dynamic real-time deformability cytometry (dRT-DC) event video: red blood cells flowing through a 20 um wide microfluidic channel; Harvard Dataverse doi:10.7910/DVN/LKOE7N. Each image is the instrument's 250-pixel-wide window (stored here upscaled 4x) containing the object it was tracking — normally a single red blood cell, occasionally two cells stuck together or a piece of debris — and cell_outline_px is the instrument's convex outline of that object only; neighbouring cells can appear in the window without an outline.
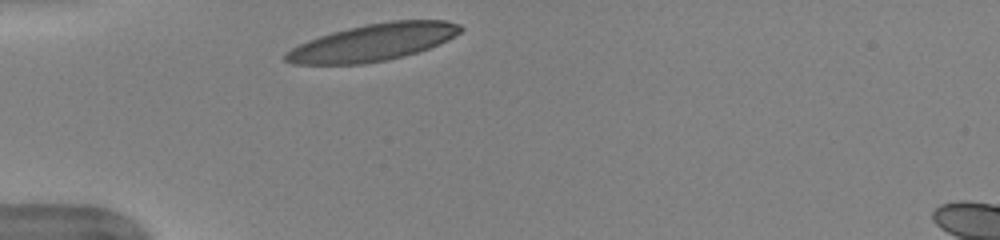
{"species": "human", "species_latin": "Homo sapiens", "temperature_condition": "warm", "stored_images_in_passage": 33, "camera_frame_rate_fps": 3000, "um_per_image_px": 0.085, "donor": {"sex": "female"}, "frame": {"image": 1, "passage_image": 1, "time_ms": 0.0, "image_size_px": [1000, 240], "cell_outline_px": [[464, 28], [460, 32], [448, 40], [428, 48], [404, 56], [388, 60], [364, 64], [292, 64], [284, 60], [284, 52], [308, 40], [332, 32], [348, 28], [368, 24], [392, 20], [448, 20], [460, 24]], "centroid_in_image_um": [31.71, 3.6], "position_along_channel_um": 53.3, "area_um2": 37.69}}
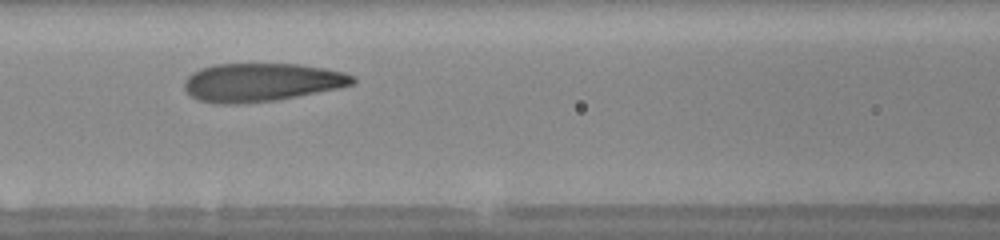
{"frame": {"image": 2, "passage_image": 9, "time_ms": 2.667, "image_size_px": [1000, 240], "cell_outline_px": [[356, 84], [340, 88], [276, 100], [236, 104], [216, 104], [200, 100], [192, 96], [184, 88], [184, 80], [192, 72], [200, 68], [216, 64], [300, 64], [324, 68], [344, 72], [356, 76]], "centroid_in_image_um": [22.25, 6.99], "position_along_channel_um": 144.3, "area_um2": 37.8}}
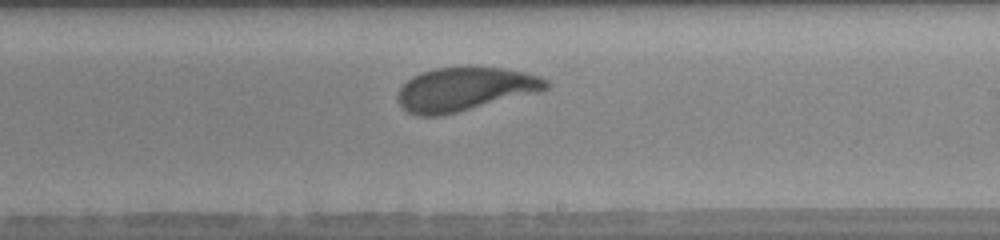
{"frame": {"image": 3, "passage_image": 17, "time_ms": 5.333, "image_size_px": [1000, 240], "cell_outline_px": [[548, 88], [540, 92], [440, 116], [420, 116], [408, 112], [400, 104], [396, 96], [400, 88], [412, 76], [436, 68], [504, 68], [524, 72], [540, 76], [548, 80]], "centroid_in_image_um": [39.53, 7.59], "position_along_channel_um": 249.5, "area_um2": 37.28}, "authors_computed_cell_mechanics": {"area_um2": 37.281, "velocity_mm_per_s": 3.9493, "shape_relaxation_time_tau1_ms": 2.8359, "shape_relaxation_time_tau2_ms": 1.2715, "deformation_change_tau1": 0.1575, "deformation_change_tau2": 0.0934}}